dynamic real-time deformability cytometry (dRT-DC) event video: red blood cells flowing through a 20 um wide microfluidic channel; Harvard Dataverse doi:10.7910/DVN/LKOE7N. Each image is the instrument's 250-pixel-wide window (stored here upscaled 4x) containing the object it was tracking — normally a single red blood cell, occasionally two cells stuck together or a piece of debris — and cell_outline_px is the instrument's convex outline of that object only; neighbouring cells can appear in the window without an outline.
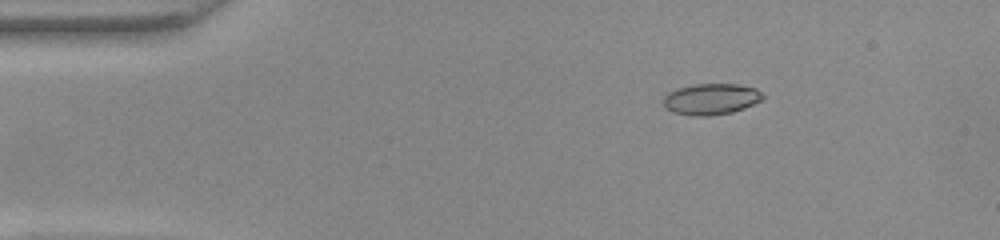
{"species": "common noctule bat (a hibernating species)", "species_latin": "Nyctalus noctula", "temperature_condition": "warm", "stored_images_in_passage": 52, "camera_frame_rate_fps": 3000, "um_per_image_px": 0.085, "animal": {"sex": "female", "body_mass_g": 22.0, "forearm_length_mm": 56.7}, "frame": {"image": 1, "passage_image": 8, "time_ms": 2.333, "image_size_px": [1000, 240], "cell_outline_px": [[764, 100], [744, 108], [732, 112], [708, 116], [692, 116], [672, 112], [664, 104], [664, 96], [668, 92], [676, 88], [692, 84], [736, 84], [756, 88], [764, 96]], "centroid_in_image_um": [60.45, 8.42], "position_along_channel_um": 24.6, "area_um2": 18.15}}
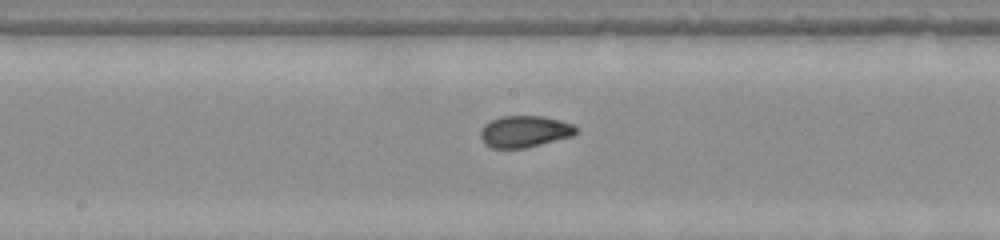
{"frame": {"image": 2, "passage_image": 27, "time_ms": 8.667, "image_size_px": [1000, 240], "cell_outline_px": [[576, 132], [572, 136], [524, 148], [492, 148], [484, 144], [480, 136], [480, 132], [484, 124], [500, 116], [544, 116], [560, 120], [572, 124], [576, 128]], "centroid_in_image_um": [44.55, 11.17], "position_along_channel_um": 203.6, "area_um2": 17.51}}
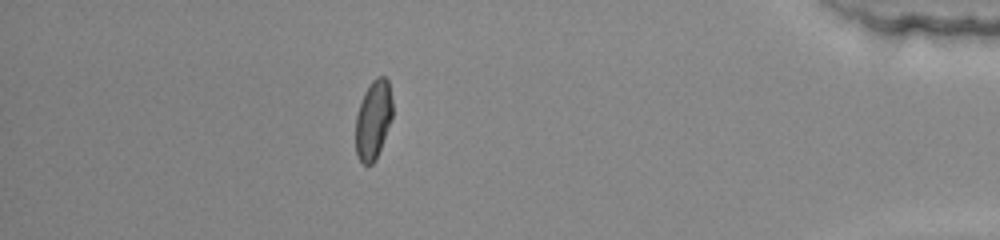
{"frame": {"image": 3, "passage_image": 46, "time_ms": 15.0, "image_size_px": [1000, 240], "cell_outline_px": [[392, 116], [376, 160], [372, 164], [364, 164], [356, 156], [356, 116], [364, 92], [372, 80], [376, 76], [384, 76], [388, 80], [392, 100]], "centroid_in_image_um": [31.72, 10.16], "position_along_channel_um": 403.5, "area_um2": 16.88}, "authors_computed_cell_mechanics": {"area_um2": 17.6579, "velocity_mm_per_s": 3.9151, "shape_relaxation_time_tau1_ms": null, "shape_relaxation_time_tau2_ms": 0.8685, "deformation_change_tau1": null, "deformation_change_tau2": 0.0449}}